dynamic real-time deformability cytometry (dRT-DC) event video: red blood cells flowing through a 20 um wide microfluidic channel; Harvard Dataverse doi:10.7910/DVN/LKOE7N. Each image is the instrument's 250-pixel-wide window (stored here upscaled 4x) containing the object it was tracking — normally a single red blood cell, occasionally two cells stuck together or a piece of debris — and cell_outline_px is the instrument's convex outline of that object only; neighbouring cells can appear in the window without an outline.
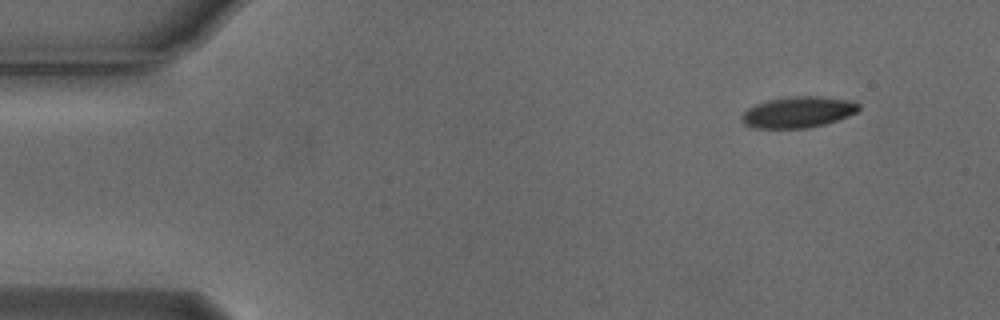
{"species": "Egyptian fruit bat (a non-hibernating species)", "species_latin": "Rousettus aegyptiacus", "temperature_condition": "cold", "stored_images_in_passage": 5, "camera_frame_rate_fps": 3000, "um_per_image_px": 0.085, "animal": {"sex": "male"}, "frame": {"image": 1, "passage_image": 1, "time_ms": 0.0, "image_size_px": [1000, 320], "cell_outline_px": [[860, 108], [856, 112], [848, 116], [824, 124], [808, 128], [756, 128], [744, 124], [740, 120], [740, 116], [748, 108], [756, 104], [768, 100], [788, 96], [820, 96], [852, 100], [860, 104]], "centroid_in_image_um": [67.83, 9.52], "position_along_channel_um": 17.2, "area_um2": 21.33}}